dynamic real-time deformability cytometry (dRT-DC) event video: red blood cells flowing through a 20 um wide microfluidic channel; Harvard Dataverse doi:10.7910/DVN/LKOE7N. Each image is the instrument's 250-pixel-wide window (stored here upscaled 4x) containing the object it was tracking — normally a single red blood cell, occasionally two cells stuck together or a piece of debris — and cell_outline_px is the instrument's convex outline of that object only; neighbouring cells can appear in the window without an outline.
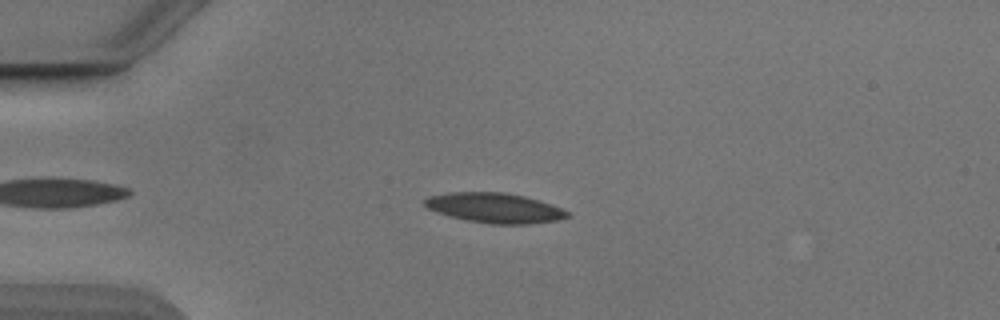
{"species": "Egyptian fruit bat (a non-hibernating species)", "species_latin": "Rousettus aegyptiacus", "temperature_condition": "cold", "stored_images_in_passage": 48, "camera_frame_rate_fps": 3000, "um_per_image_px": 0.085, "animal": {"sex": "male"}, "frame": {"image": 1, "passage_image": 8, "time_ms": 2.333, "image_size_px": [1000, 320], "cell_outline_px": [[568, 216], [556, 220], [528, 224], [488, 224], [448, 216], [436, 212], [428, 208], [424, 204], [424, 200], [428, 196], [448, 192], [504, 192], [524, 196], [560, 208], [568, 212]], "centroid_in_image_um": [41.97, 17.67], "position_along_channel_um": 43.0, "area_um2": 24.62}}
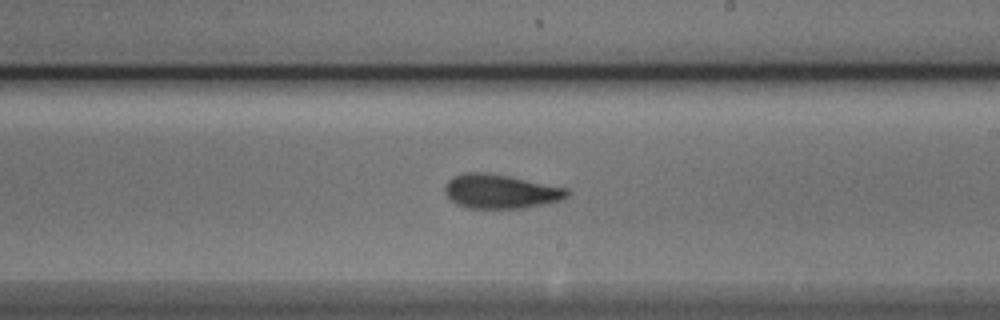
{"frame": {"image": 2, "passage_image": 26, "time_ms": 8.333, "image_size_px": [1000, 320], "cell_outline_px": [[568, 196], [560, 200], [544, 204], [524, 208], [468, 208], [456, 204], [444, 192], [444, 188], [448, 180], [452, 176], [464, 172], [488, 172], [568, 188]], "centroid_in_image_um": [42.51, 16.26], "position_along_channel_um": 246.5, "area_um2": 24.33}}
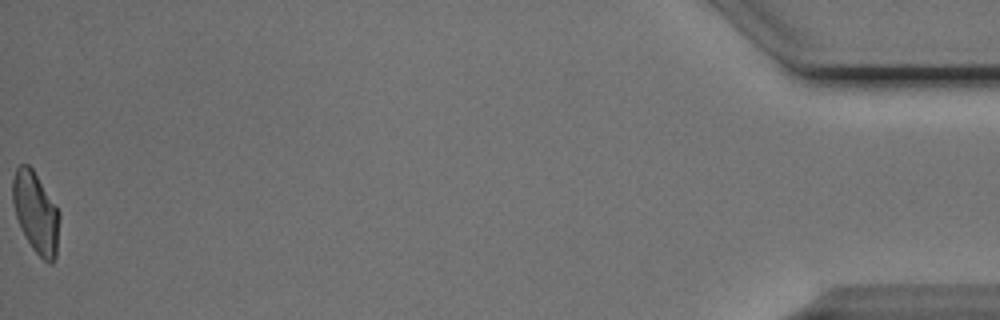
{"frame": {"image": 3, "passage_image": 48, "time_ms": 15.667, "image_size_px": [1000, 320], "cell_outline_px": [[60, 220], [56, 256], [52, 264], [48, 264], [32, 248], [20, 228], [16, 216], [12, 200], [12, 180], [16, 168], [20, 164], [28, 164], [32, 168], [56, 204], [60, 212]], "centroid_in_image_um": [3.05, 18.07], "position_along_channel_um": 432.1, "area_um2": 22.31}, "authors_computed_cell_mechanics": {"area_um2": 24.0159, "velocity_mm_per_s": 3.8603, "shape_relaxation_time_tau1_ms": 6.9859, "shape_relaxation_time_tau2_ms": 3.0053, "deformation_change_tau1": 0.1708, "deformation_change_tau2": 0.1108}}